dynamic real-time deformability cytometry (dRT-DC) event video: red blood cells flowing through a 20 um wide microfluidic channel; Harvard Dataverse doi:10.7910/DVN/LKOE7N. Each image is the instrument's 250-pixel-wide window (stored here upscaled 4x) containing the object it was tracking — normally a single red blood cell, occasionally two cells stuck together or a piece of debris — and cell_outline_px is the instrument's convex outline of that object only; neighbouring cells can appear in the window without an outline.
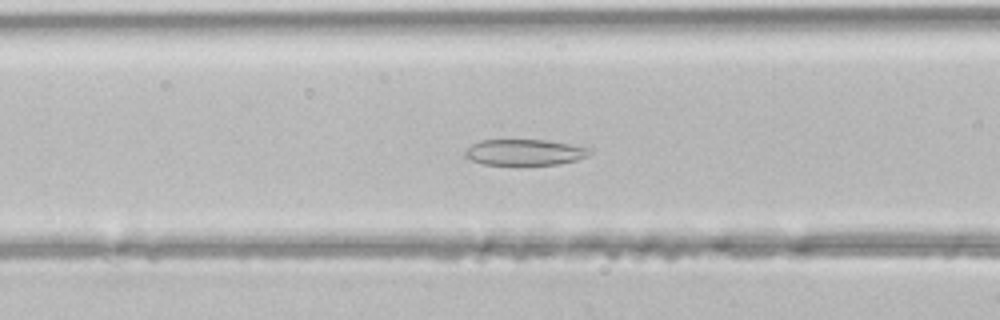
{"species": "common noctule bat (a hibernating species)", "species_latin": "Nyctalus noctula", "temperature_condition": "room temperature", "stored_images_in_passage": 43, "segment_of_instrument_passage": [1, 2], "camera_frame_rate_fps": 3000, "um_per_image_px": 0.085, "animal": {"sex": "male", "body_mass_g": 21.5, "forearm_length_mm": 52.0}, "frame": {"image": 1, "passage_image": 15, "time_ms": 4.667, "image_size_px": [1000, 320], "cell_outline_px": [[592, 152], [588, 156], [576, 160], [560, 164], [484, 164], [472, 160], [464, 156], [464, 152], [472, 144], [480, 140], [544, 140], [592, 148]], "centroid_in_image_um": [44.61, 12.94], "position_along_channel_um": 122.0, "area_um2": 18.67}}
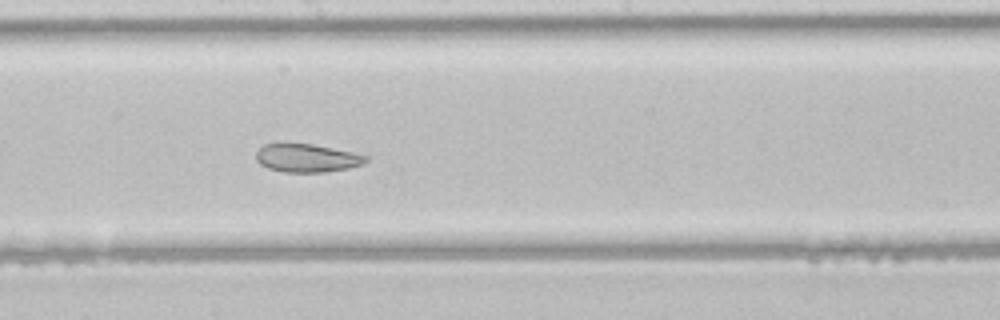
{"frame": {"image": 2, "passage_image": 22, "time_ms": 7.0, "image_size_px": [1000, 320], "cell_outline_px": [[368, 160], [364, 164], [348, 168], [324, 172], [284, 172], [268, 168], [260, 164], [256, 160], [256, 152], [264, 144], [312, 144], [352, 152], [368, 156]], "centroid_in_image_um": [26.09, 13.44], "position_along_channel_um": 222.1, "area_um2": 17.92}}
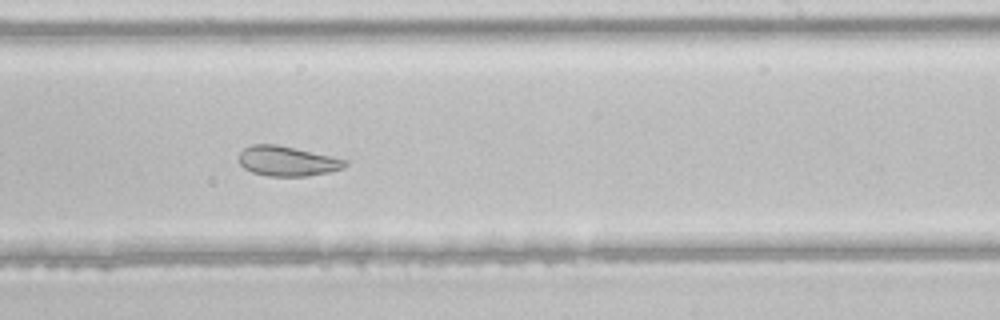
{"frame": {"image": 3, "passage_image": 25, "time_ms": 8.0, "image_size_px": [1000, 320], "cell_outline_px": [[348, 164], [344, 168], [328, 172], [308, 176], [268, 176], [252, 172], [244, 168], [240, 164], [240, 152], [244, 148], [252, 144], [276, 144], [348, 160]], "centroid_in_image_um": [24.42, 13.7], "position_along_channel_um": 264.6, "area_um2": 18.38}}